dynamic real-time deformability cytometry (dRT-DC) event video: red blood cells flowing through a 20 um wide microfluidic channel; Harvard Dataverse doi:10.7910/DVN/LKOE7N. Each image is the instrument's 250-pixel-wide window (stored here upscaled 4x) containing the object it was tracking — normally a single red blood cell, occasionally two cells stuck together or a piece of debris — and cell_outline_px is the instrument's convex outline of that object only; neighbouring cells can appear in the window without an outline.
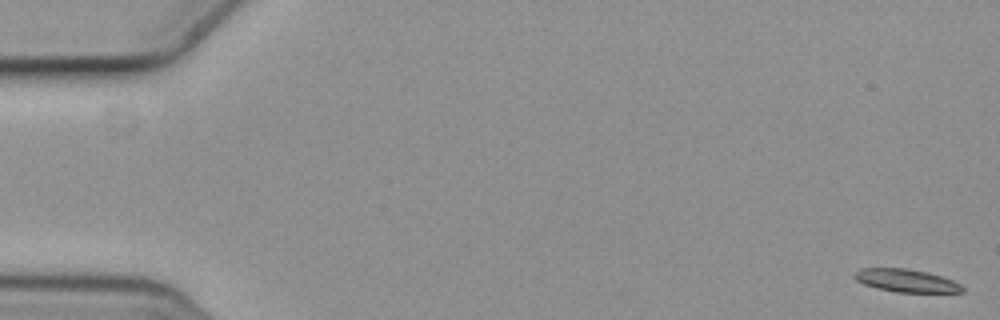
{"species": "common noctule bat (a hibernating species)", "species_latin": "Nyctalus noctula", "temperature_condition": "cold", "stored_images_in_passage": 5, "camera_frame_rate_fps": 3000, "um_per_image_px": 0.085, "animal": {"sex": "female", "body_mass_g": 19.3, "forearm_length_mm": 54.1}, "frame": {"image": 1, "passage_image": 1, "time_ms": 0.0, "image_size_px": [1000, 320], "cell_outline_px": [[964, 292], [896, 292], [876, 288], [864, 284], [856, 280], [852, 276], [852, 272], [860, 268], [908, 268], [928, 272], [952, 280], [960, 284], [964, 288]], "centroid_in_image_um": [76.98, 23.84], "position_along_channel_um": 8.0, "area_um2": 14.51}}
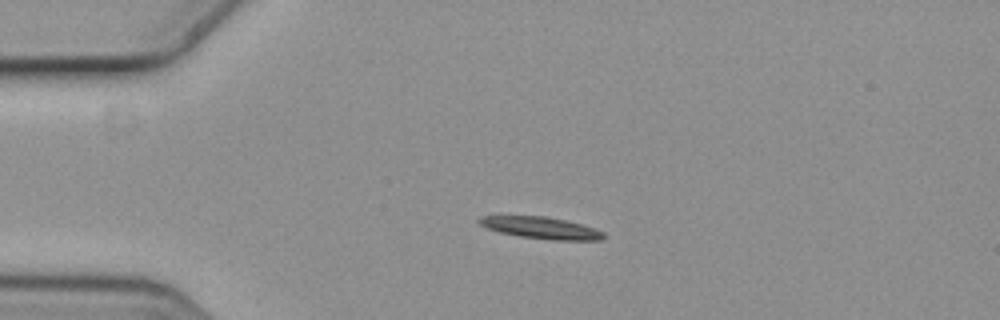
{"frame": {"image": 2, "passage_image": 4, "time_ms": 1.0, "image_size_px": [1000, 320], "cell_outline_px": [[604, 236], [600, 240], [552, 240], [520, 236], [500, 232], [488, 228], [480, 224], [476, 220], [484, 216], [500, 212], [548, 216], [596, 228], [604, 232]], "centroid_in_image_um": [45.87, 19.3], "position_along_channel_um": 39.1, "area_um2": 16.53}}